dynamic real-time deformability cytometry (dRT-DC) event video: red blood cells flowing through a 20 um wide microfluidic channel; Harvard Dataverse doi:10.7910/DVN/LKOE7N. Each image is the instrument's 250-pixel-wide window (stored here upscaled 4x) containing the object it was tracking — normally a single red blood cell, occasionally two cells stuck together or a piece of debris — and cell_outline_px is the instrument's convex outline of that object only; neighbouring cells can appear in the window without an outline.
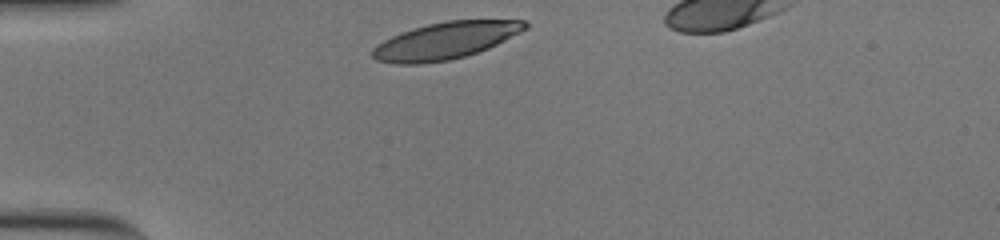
{"species": "human", "species_latin": "Homo sapiens", "temperature_condition": "cold", "stored_images_in_passage": 31, "camera_frame_rate_fps": 3000, "um_per_image_px": 0.085, "donor": {"sex": "male"}, "frame": {"image": 1, "passage_image": 1, "time_ms": 0.0, "image_size_px": [1000, 240], "cell_outline_px": [[528, 28], [488, 48], [464, 56], [448, 60], [420, 64], [396, 64], [376, 60], [372, 56], [372, 48], [376, 44], [400, 32], [412, 28], [428, 24], [448, 20], [524, 20], [528, 24]], "centroid_in_image_um": [37.82, 3.45], "position_along_channel_um": 47.2, "area_um2": 32.66}}
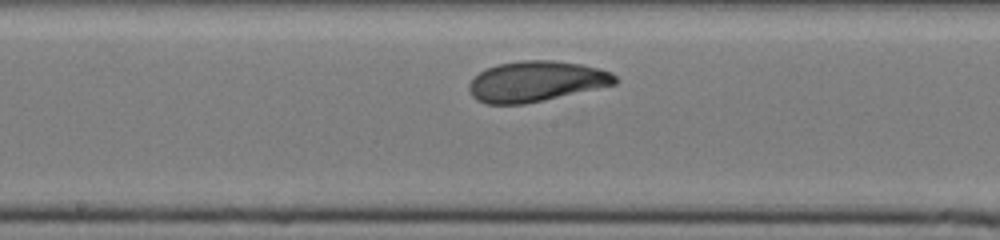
{"frame": {"image": 2, "passage_image": 16, "time_ms": 5.0, "image_size_px": [1000, 240], "cell_outline_px": [[620, 80], [616, 84], [544, 100], [524, 104], [488, 104], [476, 100], [472, 96], [468, 88], [468, 84], [480, 72], [496, 64], [520, 60], [552, 60], [580, 64], [600, 68], [612, 72]], "centroid_in_image_um": [45.59, 6.91], "position_along_channel_um": 202.6, "area_um2": 34.56}}
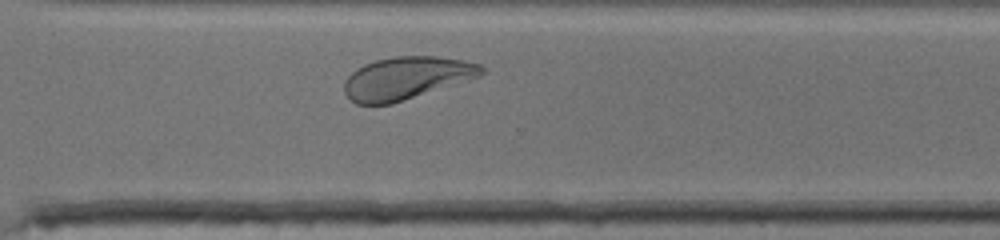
{"frame": {"image": 3, "passage_image": 27, "time_ms": 8.667, "image_size_px": [1000, 240], "cell_outline_px": [[484, 72], [480, 76], [468, 80], [392, 104], [356, 104], [344, 92], [344, 80], [356, 68], [364, 64], [376, 60], [396, 56], [436, 56], [464, 60], [480, 64], [484, 68]], "centroid_in_image_um": [34.54, 6.63], "position_along_channel_um": 336.1, "area_um2": 33.99}, "authors_computed_cell_mechanics": {"area_um2": 33.9286, "velocity_mm_per_s": 3.6406, "shape_relaxation_time_tau1_ms": 2.472, "shape_relaxation_time_tau2_ms": 1.5461, "deformation_change_tau1": 0.1406, "deformation_change_tau2": 0.0764}}